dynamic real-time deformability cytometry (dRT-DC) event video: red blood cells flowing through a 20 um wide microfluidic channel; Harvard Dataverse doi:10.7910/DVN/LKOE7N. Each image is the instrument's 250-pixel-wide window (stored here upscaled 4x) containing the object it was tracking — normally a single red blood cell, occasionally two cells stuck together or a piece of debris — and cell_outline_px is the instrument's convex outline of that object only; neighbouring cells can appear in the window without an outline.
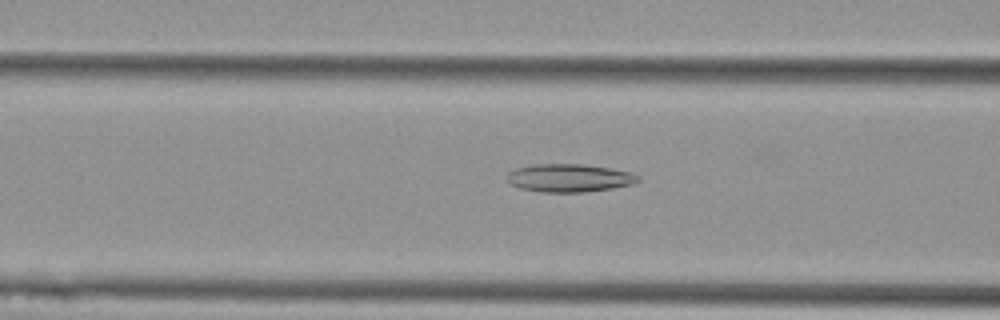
{"species": "Egyptian fruit bat (a non-hibernating species)", "species_latin": "Rousettus aegyptiacus", "temperature_condition": "cold", "stored_images_in_passage": 52, "camera_frame_rate_fps": 3000, "um_per_image_px": 0.085, "animal": {"sex": "female"}, "frame": {"image": 1, "passage_image": 20, "time_ms": 6.333, "image_size_px": [1000, 320], "cell_outline_px": [[640, 180], [632, 184], [612, 188], [580, 192], [540, 192], [520, 188], [512, 184], [504, 176], [508, 172], [516, 168], [532, 164], [584, 164], [612, 168], [632, 172], [640, 176]], "centroid_in_image_um": [48.38, 15.11], "position_along_channel_um": 118.2, "area_um2": 21.56}}
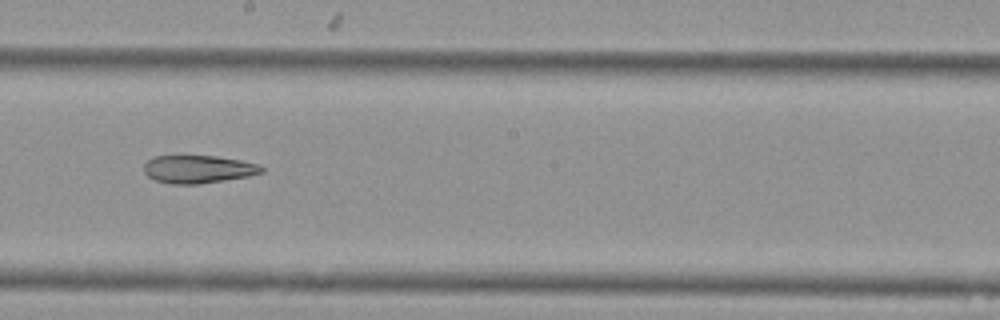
{"frame": {"image": 2, "passage_image": 29, "time_ms": 9.333, "image_size_px": [1000, 320], "cell_outline_px": [[264, 172], [248, 176], [200, 184], [172, 184], [156, 180], [148, 176], [144, 172], [144, 164], [148, 160], [156, 156], [216, 156], [240, 160], [260, 164], [264, 168]], "centroid_in_image_um": [16.87, 14.38], "position_along_channel_um": 231.3, "area_um2": 19.07}}
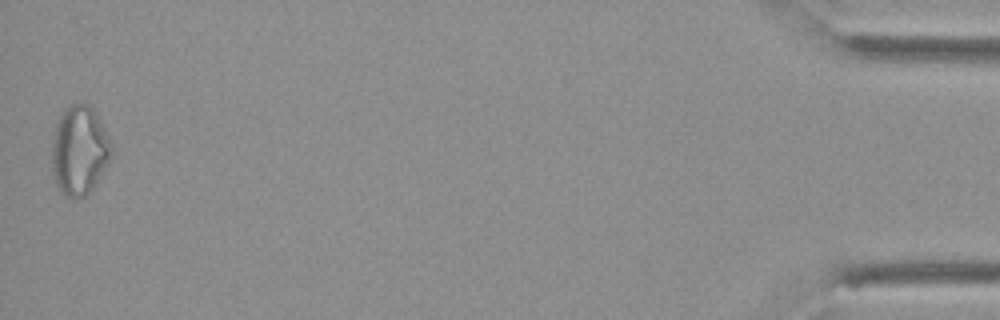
{"frame": {"image": 3, "passage_image": 52, "time_ms": 17.0, "image_size_px": [1000, 320], "cell_outline_px": [[112, 152], [108, 160], [92, 188], [84, 196], [72, 200], [64, 196], [60, 192], [56, 184], [52, 168], [52, 140], [56, 124], [60, 116], [72, 104], [88, 104], [96, 112], [112, 144]], "centroid_in_image_um": [6.72, 12.81], "position_along_channel_um": 428.5, "area_um2": 30.58}, "authors_computed_cell_mechanics": {"area_um2": 24.1604, "velocity_mm_per_s": 3.779, "shape_relaxation_time_tau1_ms": null, "shape_relaxation_time_tau2_ms": 9.9886, "deformation_change_tau1": null, "deformation_change_tau2": 0.2441}}